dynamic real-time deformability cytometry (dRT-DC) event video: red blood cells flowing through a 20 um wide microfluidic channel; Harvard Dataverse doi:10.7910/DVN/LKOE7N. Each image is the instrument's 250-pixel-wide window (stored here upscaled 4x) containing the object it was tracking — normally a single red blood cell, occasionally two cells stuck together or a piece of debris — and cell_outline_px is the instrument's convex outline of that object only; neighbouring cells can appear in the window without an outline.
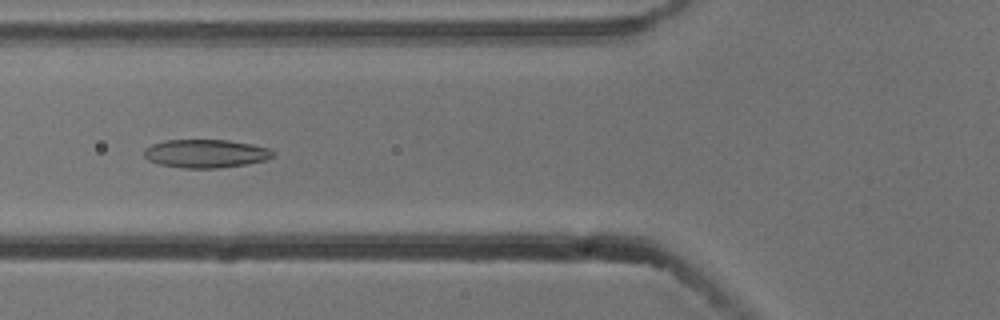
{"species": "common noctule bat (a hibernating species)", "species_latin": "Nyctalus noctula", "temperature_condition": "cold", "stored_images_in_passage": 9, "camera_frame_rate_fps": 3000, "um_per_image_px": 0.085, "animal": {"sex": "male", "body_mass_g": 13.3}, "frame": {"image": 1, "passage_image": 7, "time_ms": 2.0, "image_size_px": [1000, 320], "cell_outline_px": [[276, 152], [272, 156], [264, 160], [248, 164], [216, 168], [184, 168], [160, 164], [148, 160], [144, 156], [144, 148], [152, 144], [164, 140], [228, 140], [252, 144], [268, 148]], "centroid_in_image_um": [17.47, 13.05], "position_along_channel_um": 108.3, "area_um2": 21.27}}
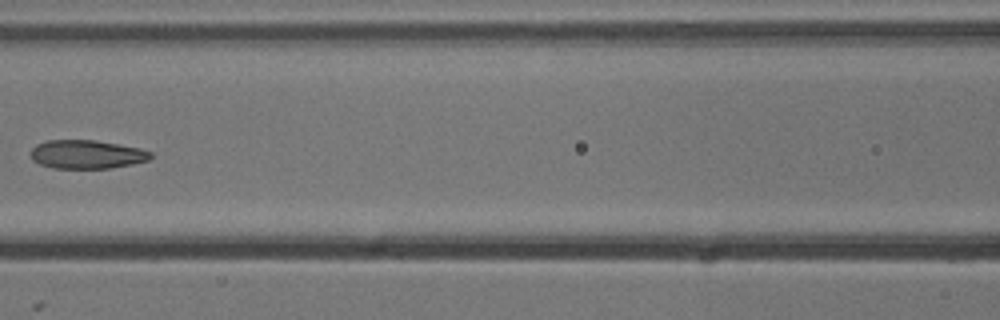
{"frame": {"image": 2, "passage_image": 8, "time_ms": 2.333, "image_size_px": [1000, 320], "cell_outline_px": [[152, 156], [148, 160], [132, 164], [112, 168], [52, 168], [40, 164], [32, 160], [32, 148], [36, 144], [48, 140], [96, 140], [140, 148], [152, 152]], "centroid_in_image_um": [7.38, 13.12], "position_along_channel_um": 159.2, "area_um2": 20.0}}
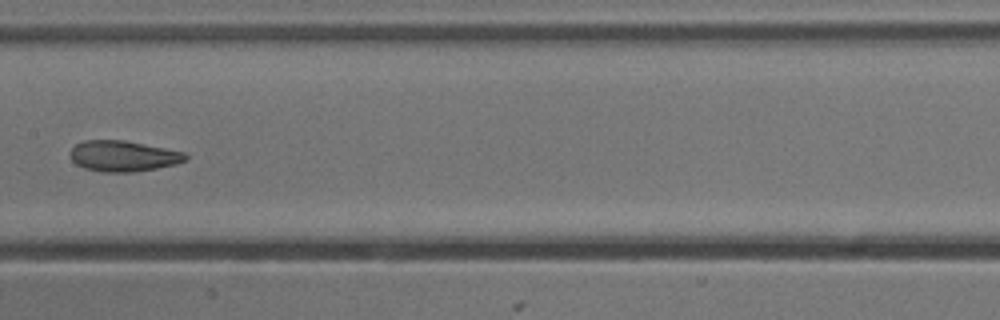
{"frame": {"image": 3, "passage_image": 9, "time_ms": 2.667, "image_size_px": [1000, 320], "cell_outline_px": [[188, 160], [176, 164], [136, 172], [104, 172], [84, 168], [76, 164], [68, 156], [72, 148], [76, 144], [84, 140], [124, 140], [184, 152], [188, 156]], "centroid_in_image_um": [10.46, 13.27], "position_along_channel_um": 196.9, "area_um2": 20.75}}